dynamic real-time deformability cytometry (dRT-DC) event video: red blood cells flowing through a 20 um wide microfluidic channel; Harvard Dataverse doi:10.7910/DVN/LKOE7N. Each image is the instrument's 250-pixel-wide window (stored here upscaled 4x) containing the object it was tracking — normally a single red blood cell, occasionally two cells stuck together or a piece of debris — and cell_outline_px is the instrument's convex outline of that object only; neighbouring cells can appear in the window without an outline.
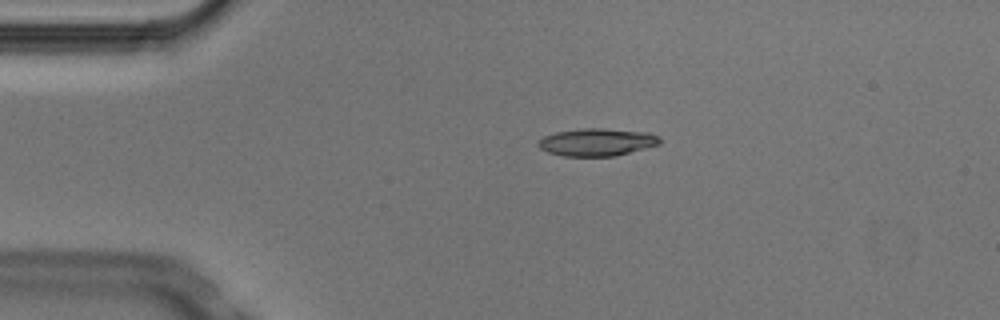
{"species": "Egyptian fruit bat (a non-hibernating species)", "species_latin": "Rousettus aegyptiacus", "temperature_condition": "cold", "stored_images_in_passage": 4, "camera_frame_rate_fps": 3000, "um_per_image_px": 0.085, "animal": {"sex": "male"}, "frame": {"image": 1, "passage_image": 3, "time_ms": 0.667, "image_size_px": [1000, 320], "cell_outline_px": [[664, 140], [660, 144], [612, 156], [564, 156], [548, 152], [540, 148], [536, 144], [544, 136], [556, 132], [580, 128], [604, 128], [648, 132], [660, 136]], "centroid_in_image_um": [50.76, 12.06], "position_along_channel_um": 34.2, "area_um2": 19.54}}